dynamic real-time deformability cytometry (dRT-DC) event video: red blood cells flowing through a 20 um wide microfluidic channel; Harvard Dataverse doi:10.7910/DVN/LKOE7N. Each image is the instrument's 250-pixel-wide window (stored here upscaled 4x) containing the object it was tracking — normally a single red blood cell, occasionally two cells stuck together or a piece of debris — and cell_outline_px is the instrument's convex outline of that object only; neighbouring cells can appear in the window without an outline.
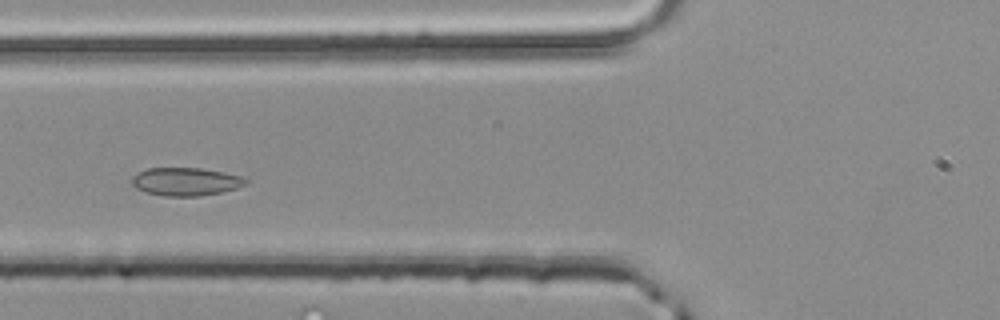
{"species": "common noctule bat (a hibernating species)", "species_latin": "Nyctalus noctula", "temperature_condition": "room temperature", "stored_images_in_passage": 3, "camera_frame_rate_fps": 3000, "um_per_image_px": 0.085, "animal": {"sex": "male", "body_mass_g": 20.4}, "frame": {"image": 1, "passage_image": 3, "time_ms": 0.667, "image_size_px": [1000, 320], "cell_outline_px": [[248, 180], [244, 184], [236, 188], [224, 192], [200, 196], [164, 196], [144, 192], [136, 188], [132, 184], [132, 176], [148, 168], [204, 168], [224, 172], [240, 176]], "centroid_in_image_um": [15.78, 15.44], "position_along_channel_um": 110.0, "area_um2": 18.67}}